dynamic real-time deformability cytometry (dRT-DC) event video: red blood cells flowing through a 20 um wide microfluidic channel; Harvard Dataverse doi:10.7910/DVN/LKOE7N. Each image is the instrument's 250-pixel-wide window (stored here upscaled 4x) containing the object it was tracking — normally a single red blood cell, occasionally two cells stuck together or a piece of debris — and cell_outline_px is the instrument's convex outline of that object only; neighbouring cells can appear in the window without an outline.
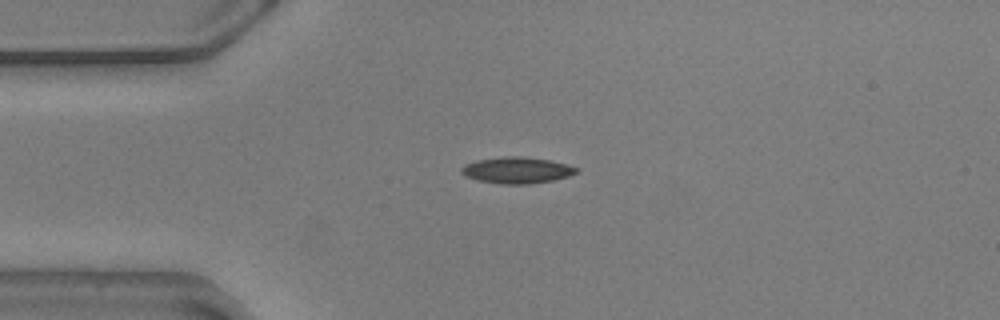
{"species": "common noctule bat (a hibernating species)", "species_latin": "Nyctalus noctula", "temperature_condition": "warm", "stored_images_in_passage": 44, "camera_frame_rate_fps": 3000, "um_per_image_px": 0.085, "animal": {"sex": "male", "body_mass_g": 20.5, "forearm_length_mm": 52.5}, "frame": {"image": 1, "passage_image": 1, "time_ms": 0.0, "image_size_px": [1000, 320], "cell_outline_px": [[580, 168], [576, 172], [568, 176], [556, 180], [528, 184], [500, 184], [476, 180], [460, 172], [460, 168], [464, 164], [476, 160], [504, 156], [520, 156], [548, 160]], "centroid_in_image_um": [43.9, 14.47], "position_along_channel_um": 41.1, "area_um2": 17.63}}
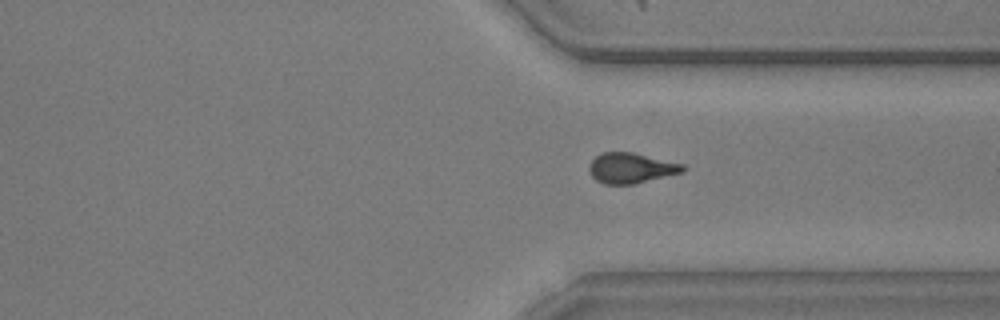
{"frame": {"image": 2, "passage_image": 29, "time_ms": 9.333, "image_size_px": [1000, 320], "cell_outline_px": [[684, 172], [632, 184], [604, 184], [596, 180], [592, 176], [588, 168], [592, 160], [600, 152], [632, 152], [684, 164]], "centroid_in_image_um": [53.62, 14.28], "position_along_channel_um": 357.8, "area_um2": 16.47}}
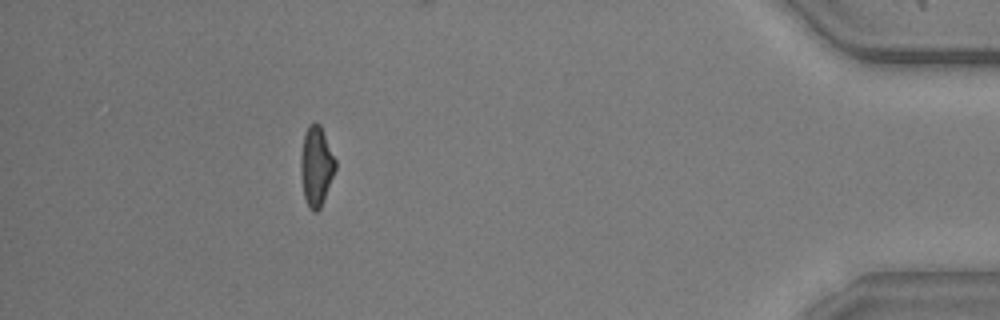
{"frame": {"image": 3, "passage_image": 38, "time_ms": 12.333, "image_size_px": [1000, 320], "cell_outline_px": [[336, 168], [320, 208], [316, 212], [312, 212], [308, 208], [304, 196], [300, 172], [300, 156], [304, 132], [308, 124], [316, 120], [320, 124], [336, 160]], "centroid_in_image_um": [26.86, 14.08], "position_along_channel_um": 408.3, "area_um2": 16.3}, "authors_computed_cell_mechanics": {"area_um2": 16.8198, "velocity_mm_per_s": 3.6036, "shape_relaxation_time_tau1_ms": 5.4086, "shape_relaxation_time_tau2_ms": 3.8441, "deformation_change_tau1": 0.1766, "deformation_change_tau2": 0.126}}